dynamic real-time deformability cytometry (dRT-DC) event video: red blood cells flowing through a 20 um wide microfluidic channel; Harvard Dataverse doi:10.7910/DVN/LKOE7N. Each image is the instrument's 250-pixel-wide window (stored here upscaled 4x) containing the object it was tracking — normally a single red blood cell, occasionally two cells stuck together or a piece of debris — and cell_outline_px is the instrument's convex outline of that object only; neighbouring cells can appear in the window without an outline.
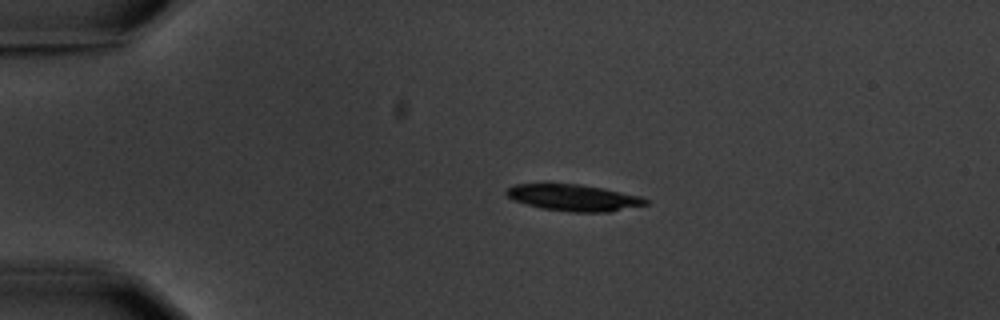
{"species": "common noctule bat (a hibernating species)", "species_latin": "Nyctalus noctula", "temperature_condition": "warm", "stored_images_in_passage": 6, "camera_frame_rate_fps": 3000, "um_per_image_px": 0.085, "animal": {"sex": "male", "body_mass_g": 20.1, "forearm_length_mm": 53.5}, "frame": {"image": 1, "passage_image": 3, "time_ms": 2.333, "image_size_px": [1000, 320], "cell_outline_px": [[648, 204], [608, 212], [572, 212], [540, 208], [512, 200], [504, 192], [508, 188], [516, 184], [580, 184], [604, 188], [640, 196], [648, 200]], "centroid_in_image_um": [48.75, 16.8], "position_along_channel_um": 36.2, "area_um2": 21.44}}
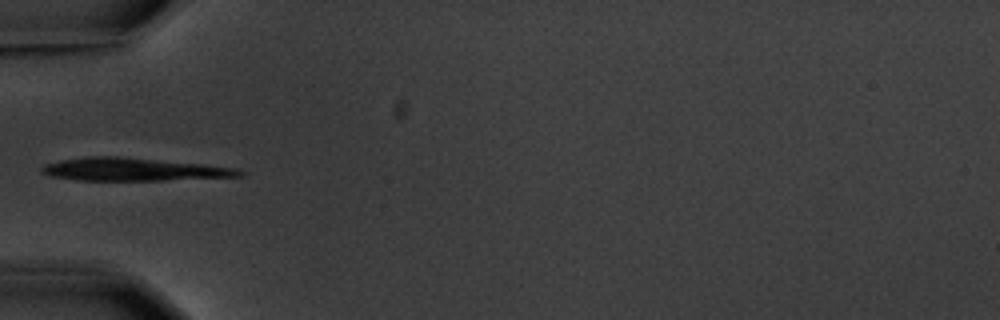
{"frame": {"image": 2, "passage_image": 5, "time_ms": 4.667, "image_size_px": [1000, 320], "cell_outline_px": [[248, 172], [244, 176], [164, 180], [76, 180], [52, 176], [40, 172], [40, 168], [44, 164], [60, 160], [88, 156], [116, 156], [204, 164], [236, 168]], "centroid_in_image_um": [11.36, 14.4], "position_along_channel_um": 73.6, "area_um2": 26.41}}